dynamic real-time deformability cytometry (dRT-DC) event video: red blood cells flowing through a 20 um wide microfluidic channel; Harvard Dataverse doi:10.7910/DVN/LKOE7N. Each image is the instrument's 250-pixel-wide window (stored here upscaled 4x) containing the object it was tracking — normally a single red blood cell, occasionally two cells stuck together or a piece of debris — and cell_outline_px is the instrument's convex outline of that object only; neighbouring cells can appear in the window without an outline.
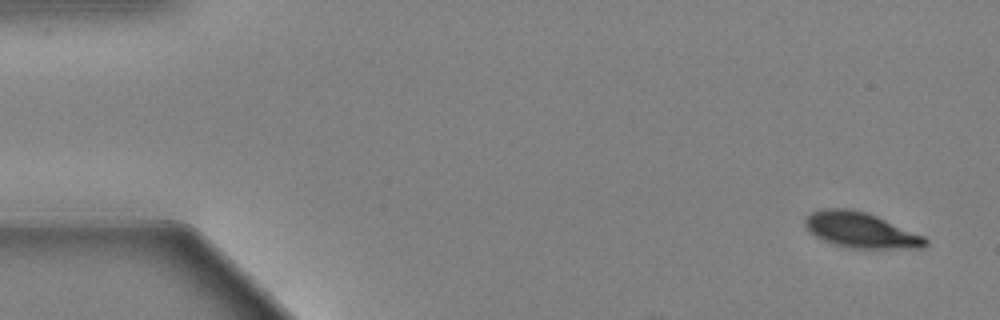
{"species": "Egyptian fruit bat (a non-hibernating species)", "species_latin": "Rousettus aegyptiacus", "temperature_condition": "warm", "stored_images_in_passage": 55, "camera_frame_rate_fps": 3000, "um_per_image_px": 0.085, "animal": {"sex": "female"}, "frame": {"image": 1, "passage_image": 1, "time_ms": 0.0, "image_size_px": [1000, 320], "cell_outline_px": [[928, 244], [924, 248], [848, 248], [832, 244], [816, 236], [804, 224], [804, 220], [812, 212], [824, 208], [848, 208], [864, 212], [876, 216], [924, 236], [928, 240]], "centroid_in_image_um": [73.18, 19.57], "position_along_channel_um": 11.8, "area_um2": 24.57}}
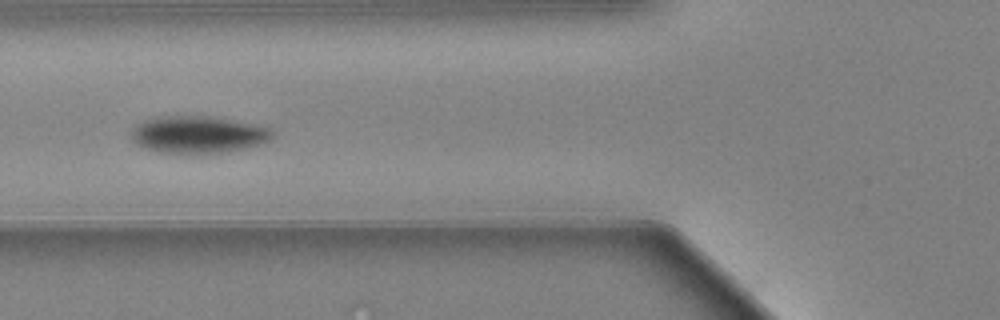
{"frame": {"image": 2, "passage_image": 20, "time_ms": 6.333, "image_size_px": [1000, 320], "cell_outline_px": [[272, 140], [260, 144], [244, 148], [224, 152], [156, 152], [136, 144], [132, 140], [132, 128], [144, 120], [164, 116], [212, 116], [268, 128], [272, 132]], "centroid_in_image_um": [16.8, 11.43], "position_along_channel_um": 109.0, "area_um2": 29.88}}
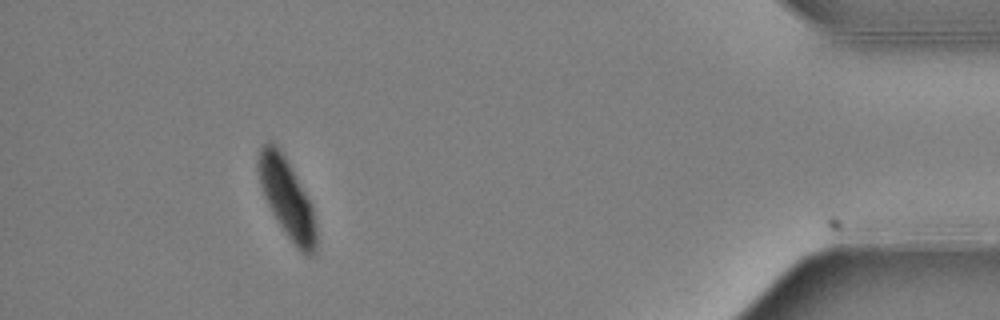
{"frame": {"image": 3, "passage_image": 50, "time_ms": 16.333, "image_size_px": [1000, 320], "cell_outline_px": [[316, 252], [312, 256], [304, 256], [296, 248], [276, 220], [264, 196], [260, 184], [256, 168], [256, 160], [260, 148], [268, 140], [272, 140], [276, 144], [284, 156], [312, 204], [316, 228]], "centroid_in_image_um": [24.38, 16.86], "position_along_channel_um": 410.8, "area_um2": 26.88}, "authors_computed_cell_mechanics": {"area_um2": 29.2468, "velocity_mm_per_s": 3.6076, "shape_relaxation_time_tau1_ms": 2.0074, "shape_relaxation_time_tau2_ms": null, "deformation_change_tau1": 0.123, "deformation_change_tau2": null}}